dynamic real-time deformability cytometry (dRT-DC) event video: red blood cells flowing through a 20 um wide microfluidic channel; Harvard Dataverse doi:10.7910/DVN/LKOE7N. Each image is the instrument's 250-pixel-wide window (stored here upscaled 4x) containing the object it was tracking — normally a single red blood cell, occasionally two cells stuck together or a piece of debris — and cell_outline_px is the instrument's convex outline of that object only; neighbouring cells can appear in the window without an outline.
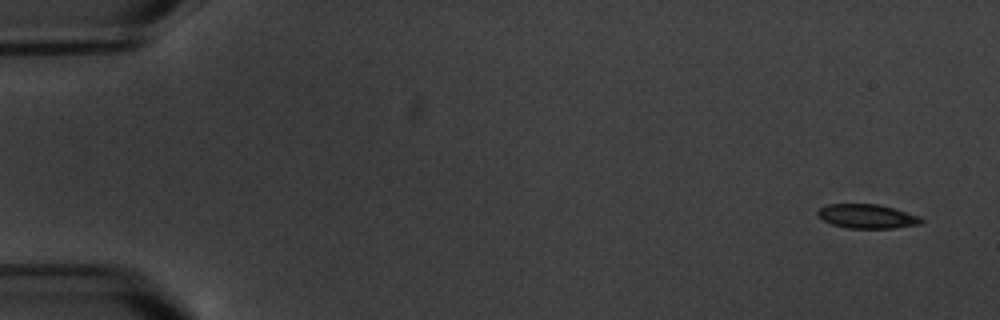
{"species": "common noctule bat (a hibernating species)", "species_latin": "Nyctalus noctula", "temperature_condition": "warm", "stored_images_in_passage": 11, "camera_frame_rate_fps": 3000, "um_per_image_px": 0.085, "animal": {"sex": "male", "body_mass_g": 20.1, "forearm_length_mm": 53.5}, "frame": {"image": 1, "passage_image": 1, "time_ms": 0.0, "image_size_px": [1000, 320], "cell_outline_px": [[924, 220], [920, 224], [892, 228], [848, 228], [832, 224], [824, 220], [816, 212], [820, 208], [828, 204], [876, 204], [892, 208], [920, 216]], "centroid_in_image_um": [73.71, 18.39], "position_along_channel_um": 11.3, "area_um2": 14.33}}
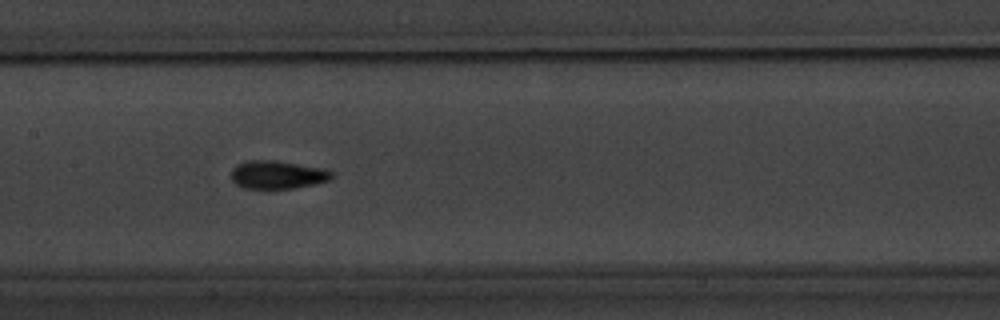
{"frame": {"image": 2, "passage_image": 9, "time_ms": 9.0, "image_size_px": [1000, 320], "cell_outline_px": [[332, 180], [316, 184], [296, 188], [268, 192], [244, 188], [236, 184], [232, 180], [232, 168], [236, 164], [248, 160], [276, 160], [324, 168], [332, 172]], "centroid_in_image_um": [23.57, 14.9], "position_along_channel_um": 183.8, "area_um2": 17.4}}
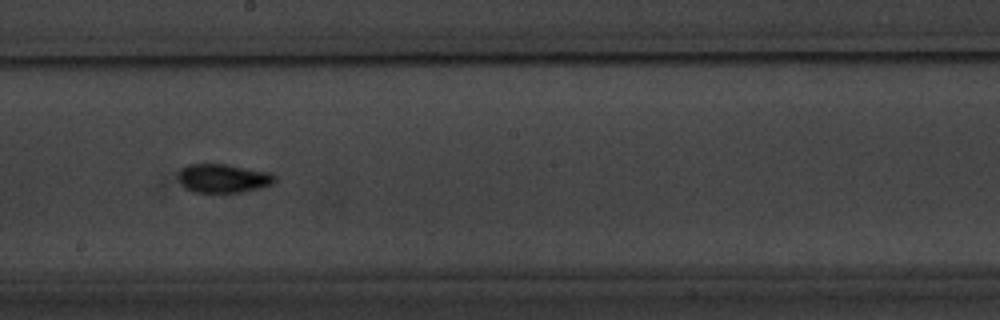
{"frame": {"image": 3, "passage_image": 10, "time_ms": 10.333, "image_size_px": [1000, 320], "cell_outline_px": [[276, 180], [272, 184], [260, 188], [240, 192], [192, 192], [180, 184], [180, 168], [188, 164], [224, 164], [272, 172], [276, 176]], "centroid_in_image_um": [19.0, 15.15], "position_along_channel_um": 229.2, "area_um2": 16.18}}